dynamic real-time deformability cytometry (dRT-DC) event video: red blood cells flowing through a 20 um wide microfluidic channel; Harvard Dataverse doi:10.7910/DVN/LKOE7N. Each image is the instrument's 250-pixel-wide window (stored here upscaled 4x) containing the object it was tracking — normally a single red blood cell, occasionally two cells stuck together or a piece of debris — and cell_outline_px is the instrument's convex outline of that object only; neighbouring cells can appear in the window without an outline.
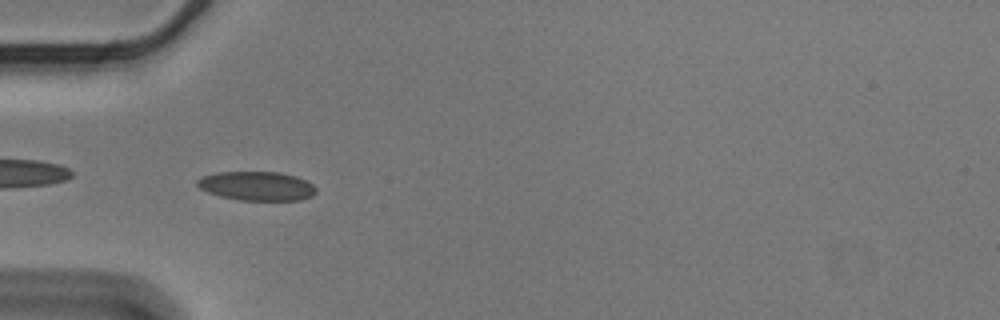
{"species": "Egyptian fruit bat (a non-hibernating species)", "species_latin": "Rousettus aegyptiacus", "temperature_condition": "cold", "stored_images_in_passage": 40, "camera_frame_rate_fps": 3000, "um_per_image_px": 0.085, "animal": {"sex": "male"}, "frame": {"image": 1, "passage_image": 2, "time_ms": 0.333, "image_size_px": [1000, 320], "cell_outline_px": [[316, 192], [312, 196], [300, 200], [240, 200], [220, 196], [208, 192], [200, 188], [196, 184], [196, 180], [204, 176], [216, 172], [280, 172], [296, 176], [312, 184], [316, 188]], "centroid_in_image_um": [21.83, 15.81], "position_along_channel_um": 63.2, "area_um2": 20.06}}
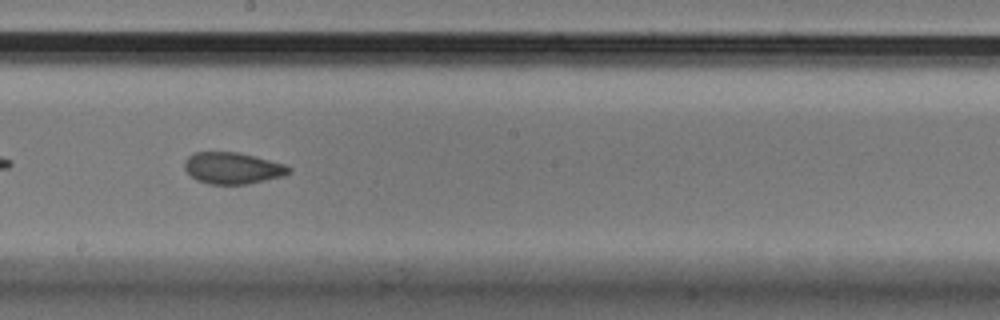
{"frame": {"image": 2, "passage_image": 16, "time_ms": 5.0, "image_size_px": [1000, 320], "cell_outline_px": [[292, 172], [284, 176], [248, 184], [208, 184], [196, 180], [184, 168], [184, 160], [188, 156], [196, 152], [236, 152], [284, 164], [292, 168]], "centroid_in_image_um": [19.77, 14.3], "position_along_channel_um": 228.4, "area_um2": 19.13}}
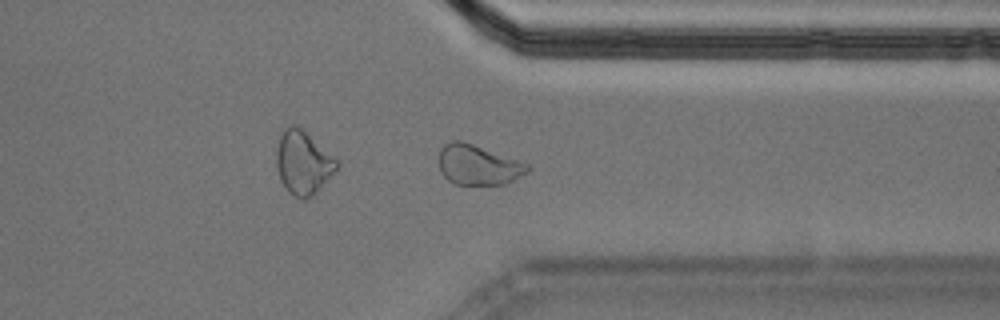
{"frame": {"image": 3, "passage_image": 28, "time_ms": 9.0, "image_size_px": [1000, 320], "cell_outline_px": [[532, 168], [528, 172], [504, 184], [456, 184], [448, 180], [440, 172], [436, 160], [440, 148], [444, 144], [452, 140], [460, 140], [472, 144], [528, 164]], "centroid_in_image_um": [40.57, 14.01], "position_along_channel_um": 370.8, "area_um2": 20.69}, "authors_computed_cell_mechanics": {"area_um2": 19.8543, "velocity_mm_per_s": 3.5733, "shape_relaxation_time_tau1_ms": 7.6585, "shape_relaxation_time_tau2_ms": 1.5616, "deformation_change_tau1": 0.1442, "deformation_change_tau2": 0.0556}}